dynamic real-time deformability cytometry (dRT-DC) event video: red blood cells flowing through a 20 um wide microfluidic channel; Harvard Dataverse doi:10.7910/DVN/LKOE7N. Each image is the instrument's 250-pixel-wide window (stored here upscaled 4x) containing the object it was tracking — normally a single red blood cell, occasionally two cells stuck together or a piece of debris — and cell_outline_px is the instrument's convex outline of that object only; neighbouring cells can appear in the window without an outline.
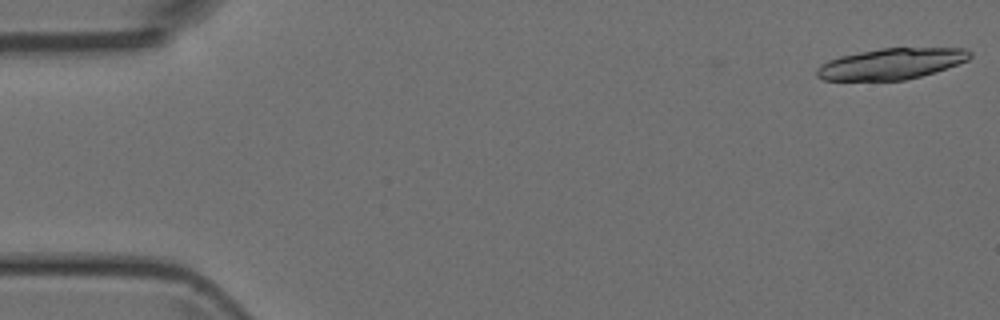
{"species": "Egyptian fruit bat (a non-hibernating species)", "species_latin": "Rousettus aegyptiacus", "temperature_condition": "room temperature", "stored_images_in_passage": 4, "camera_frame_rate_fps": 3000, "um_per_image_px": 0.085, "animal": {"sex": "female"}, "frame": {"image": 1, "passage_image": 1, "time_ms": 0.0, "image_size_px": [1000, 320], "cell_outline_px": [[972, 56], [968, 60], [920, 76], [904, 80], [824, 80], [816, 76], [816, 68], [820, 64], [828, 60], [840, 56], [880, 48], [964, 48], [972, 52]], "centroid_in_image_um": [75.72, 5.41], "position_along_channel_um": 9.3, "area_um2": 27.46}}